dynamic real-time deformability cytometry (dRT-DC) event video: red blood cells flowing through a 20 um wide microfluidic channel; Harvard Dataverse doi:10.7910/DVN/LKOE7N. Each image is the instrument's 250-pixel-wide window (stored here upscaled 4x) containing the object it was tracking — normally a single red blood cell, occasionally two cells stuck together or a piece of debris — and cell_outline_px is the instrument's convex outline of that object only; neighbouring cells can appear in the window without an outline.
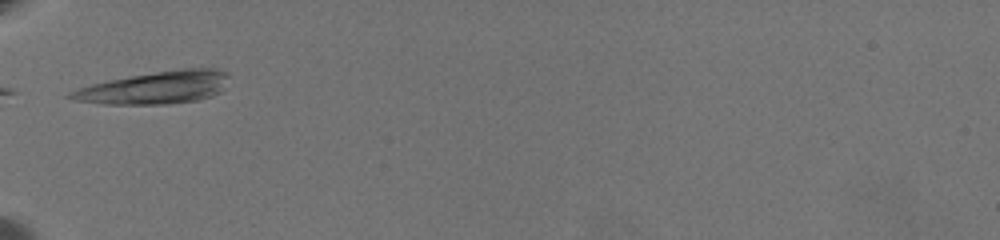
{"species": "common noctule bat (a hibernating species)", "species_latin": "Nyctalus noctula", "temperature_condition": "warm", "stored_images_in_passage": 26, "camera_frame_rate_fps": 3000, "um_per_image_px": 0.085, "animal": {"sex": "female", "body_mass_g": 19.5, "forearm_length_mm": 54.1}, "frame": {"image": 1, "passage_image": 1, "time_ms": 0.0, "image_size_px": [1000, 240], "cell_outline_px": [[228, 88], [212, 96], [196, 100], [168, 104], [104, 104], [76, 100], [64, 96], [68, 92], [92, 84], [108, 80], [156, 72], [184, 68], [212, 68], [224, 72], [228, 76]], "centroid_in_image_um": [13.22, 7.46], "position_along_channel_um": 71.8, "area_um2": 29.88}}
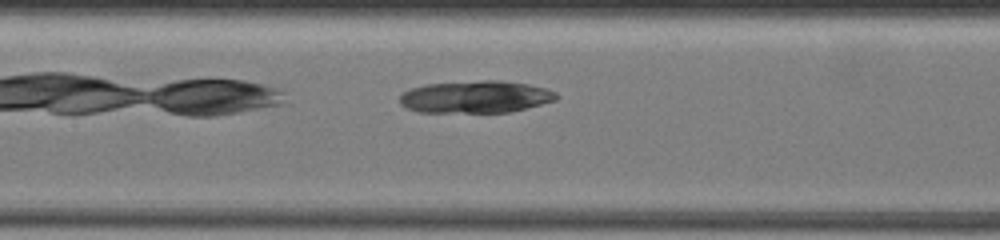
{"frame": {"image": 2, "passage_image": 10, "time_ms": 3.0, "image_size_px": [1000, 240], "cell_outline_px": [[560, 96], [556, 100], [508, 112], [420, 112], [408, 108], [400, 104], [400, 96], [404, 92], [412, 88], [424, 84], [480, 80], [500, 80], [528, 84], [544, 88], [556, 92]], "centroid_in_image_um": [40.42, 8.22], "position_along_channel_um": 167.0, "area_um2": 29.3}}
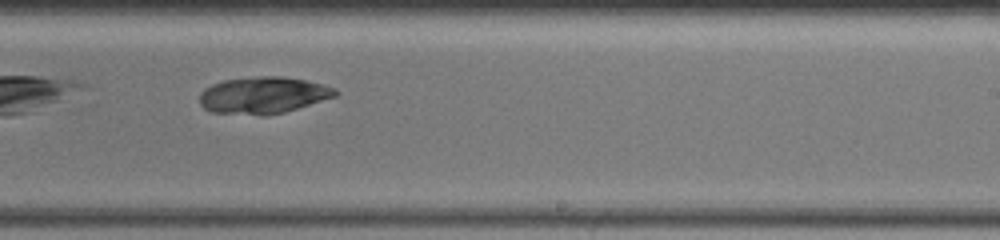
{"frame": {"image": 3, "passage_image": 19, "time_ms": 6.0, "image_size_px": [1000, 240], "cell_outline_px": [[340, 92], [336, 96], [284, 112], [268, 116], [260, 116], [212, 112], [204, 108], [200, 104], [200, 92], [204, 88], [212, 84], [224, 80], [260, 76], [284, 76], [324, 84], [336, 88]], "centroid_in_image_um": [22.37, 8.1], "position_along_channel_um": 266.6, "area_um2": 29.3}}